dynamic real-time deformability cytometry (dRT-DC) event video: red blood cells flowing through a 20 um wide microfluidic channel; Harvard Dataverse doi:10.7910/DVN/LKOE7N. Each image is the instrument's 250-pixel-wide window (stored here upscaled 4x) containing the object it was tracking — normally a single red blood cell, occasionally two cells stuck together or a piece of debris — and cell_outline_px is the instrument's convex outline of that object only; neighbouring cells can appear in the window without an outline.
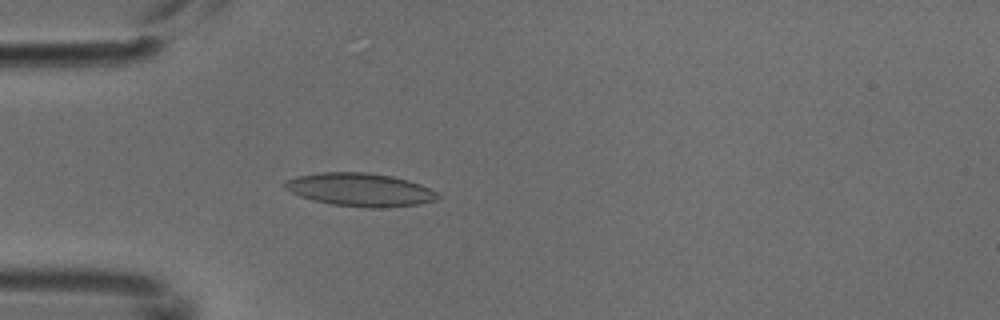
{"species": "common noctule bat (a hibernating species)", "species_latin": "Nyctalus noctula", "temperature_condition": "cold", "stored_images_in_passage": 4, "camera_frame_rate_fps": 3000, "um_per_image_px": 0.085, "animal": {"sex": "male", "body_mass_g": 18.8}, "frame": {"image": 1, "passage_image": 4, "time_ms": 1.0, "image_size_px": [1000, 320], "cell_outline_px": [[440, 196], [436, 200], [420, 204], [380, 208], [372, 208], [332, 204], [300, 196], [284, 188], [284, 180], [296, 176], [320, 172], [364, 172], [392, 176], [408, 180], [420, 184], [436, 192]], "centroid_in_image_um": [30.6, 16.11], "position_along_channel_um": 54.4, "area_um2": 29.42}}